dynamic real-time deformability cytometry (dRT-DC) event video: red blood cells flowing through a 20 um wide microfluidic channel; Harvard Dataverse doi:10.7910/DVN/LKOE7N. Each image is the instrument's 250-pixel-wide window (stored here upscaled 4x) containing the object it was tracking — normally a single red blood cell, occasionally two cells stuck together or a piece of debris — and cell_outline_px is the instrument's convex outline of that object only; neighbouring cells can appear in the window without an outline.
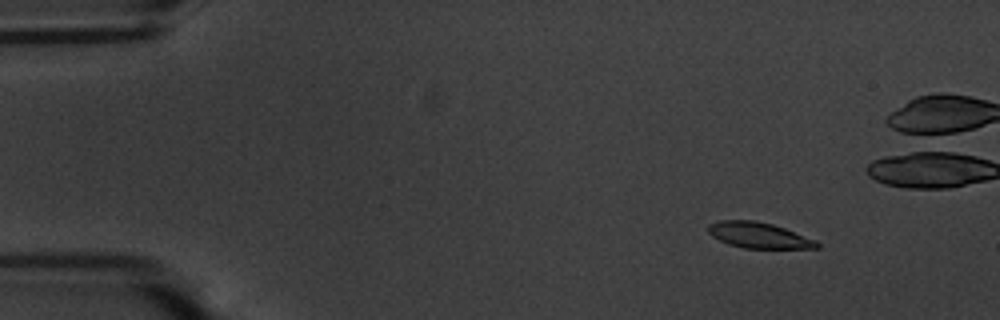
{"species": "common noctule bat (a hibernating species)", "species_latin": "Nyctalus noctula", "temperature_condition": "warm", "stored_images_in_passage": 57, "camera_frame_rate_fps": 3000, "um_per_image_px": 0.085, "animal": {"sex": "male", "body_mass_g": 20.1, "forearm_length_mm": 53.5}, "frame": {"image": 1, "passage_image": 6, "time_ms": 1.667, "image_size_px": [1000, 320], "cell_outline_px": [[820, 248], [744, 248], [728, 244], [712, 236], [708, 232], [708, 224], [720, 220], [756, 220], [772, 224], [784, 228], [816, 240], [820, 244]], "centroid_in_image_um": [64.49, 19.99], "position_along_channel_um": 20.5, "area_um2": 16.3}}
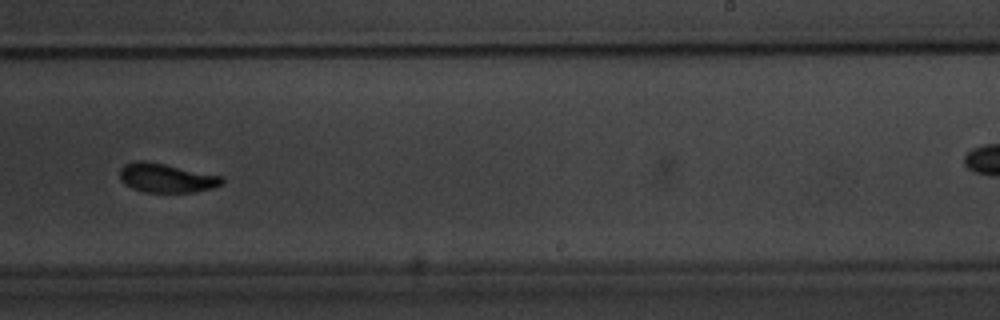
{"frame": {"image": 2, "passage_image": 35, "time_ms": 11.333, "image_size_px": [1000, 320], "cell_outline_px": [[224, 184], [212, 188], [192, 192], [144, 192], [132, 188], [124, 184], [120, 180], [120, 168], [124, 164], [136, 160], [144, 160], [224, 176]], "centroid_in_image_um": [14.14, 15.12], "position_along_channel_um": 274.9, "area_um2": 17.46}}
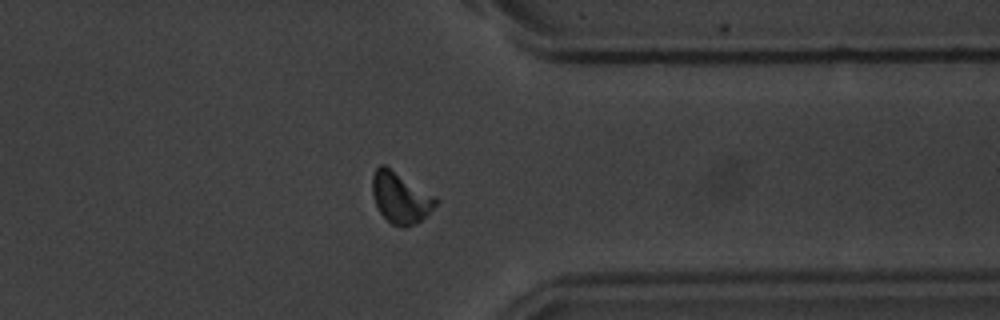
{"frame": {"image": 3, "passage_image": 44, "time_ms": 14.333, "image_size_px": [1000, 320], "cell_outline_px": [[440, 200], [416, 224], [404, 228], [400, 228], [392, 224], [380, 212], [376, 204], [372, 192], [372, 176], [376, 168], [380, 164], [384, 164], [436, 196]], "centroid_in_image_um": [34.03, 16.79], "position_along_channel_um": 377.4, "area_um2": 18.79}, "authors_computed_cell_mechanics": {"area_um2": 17.5134, "velocity_mm_per_s": 3.5711, "shape_relaxation_time_tau1_ms": 1.9581, "shape_relaxation_time_tau2_ms": 1.8537, "deformation_change_tau1": 0.135, "deformation_change_tau2": 0.0653}}